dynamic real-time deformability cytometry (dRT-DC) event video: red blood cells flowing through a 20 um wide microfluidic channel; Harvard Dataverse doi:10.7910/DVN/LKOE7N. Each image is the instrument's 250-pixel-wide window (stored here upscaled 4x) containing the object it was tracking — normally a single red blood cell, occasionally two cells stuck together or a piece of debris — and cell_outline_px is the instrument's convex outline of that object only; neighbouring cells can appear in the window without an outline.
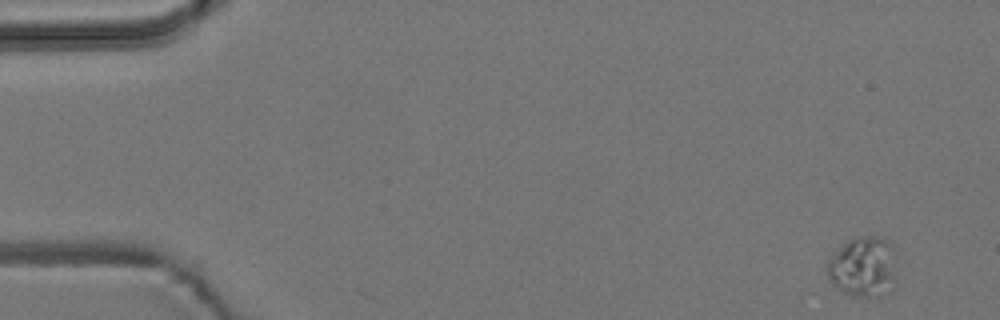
{"species": "common noctule bat (a hibernating species)", "species_latin": "Nyctalus noctula", "temperature_condition": "room temperature", "stored_images_in_passage": 4, "camera_frame_rate_fps": 3000, "um_per_image_px": 0.085, "animal": {"sex": "male", "body_mass_g": 19.2, "forearm_length_mm": 51.8}, "frame": {"image": 1, "passage_image": 1, "time_ms": 0.0, "image_size_px": [1000, 320], "cell_outline_px": [[892, 248], [888, 276], [880, 296], [856, 296], [840, 292], [832, 284], [828, 276], [828, 256], [848, 240], [864, 236], [880, 236], [888, 240], [892, 244]], "centroid_in_image_um": [73.17, 22.61], "position_along_channel_um": 11.8, "area_um2": 22.77}}
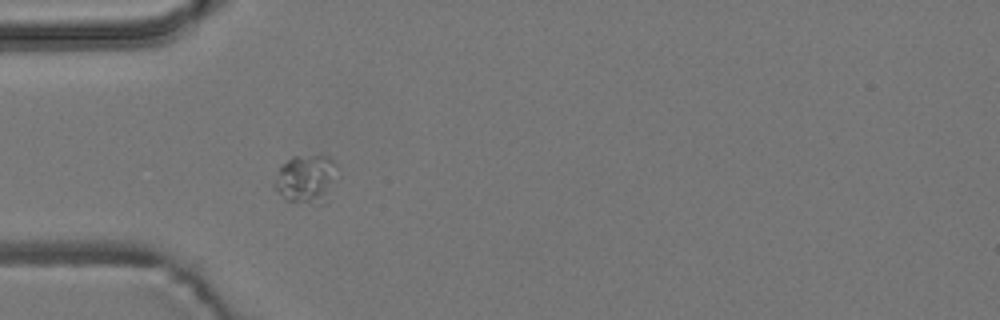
{"frame": {"image": 2, "passage_image": 4, "time_ms": 4.667, "image_size_px": [1000, 320], "cell_outline_px": [[340, 168], [324, 204], [320, 204], [284, 200], [272, 188], [272, 184], [280, 168], [292, 156], [320, 152], [328, 156]], "centroid_in_image_um": [26.04, 15.16], "position_along_channel_um": 59.0, "area_um2": 18.44}}